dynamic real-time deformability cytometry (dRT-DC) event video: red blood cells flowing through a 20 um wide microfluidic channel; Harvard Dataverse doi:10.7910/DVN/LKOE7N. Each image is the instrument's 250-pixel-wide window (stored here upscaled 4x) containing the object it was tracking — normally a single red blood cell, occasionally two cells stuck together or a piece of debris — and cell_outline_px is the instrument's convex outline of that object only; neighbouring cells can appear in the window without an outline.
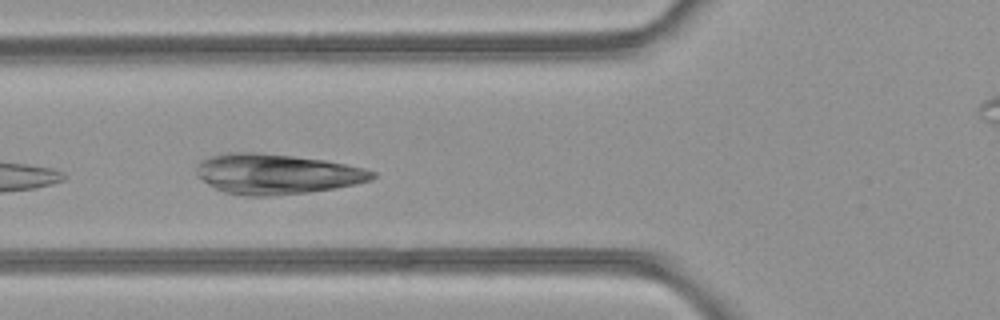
{"species": "common noctule bat (a hibernating species)", "species_latin": "Nyctalus noctula", "temperature_condition": "room temperature", "stored_images_in_passage": 13, "camera_frame_rate_fps": 3000, "um_per_image_px": 0.085, "animal": {"sex": "female", "body_mass_g": 21.9}, "frame": {"image": 1, "passage_image": 4, "time_ms": 1.0, "image_size_px": [1000, 320], "cell_outline_px": [[376, 176], [372, 180], [356, 184], [336, 188], [308, 192], [272, 196], [244, 196], [224, 192], [208, 184], [196, 176], [196, 164], [200, 160], [208, 156], [224, 152], [260, 152], [324, 160], [364, 168], [376, 172]], "centroid_in_image_um": [23.47, 14.78], "position_along_channel_um": 102.3, "area_um2": 41.56}}